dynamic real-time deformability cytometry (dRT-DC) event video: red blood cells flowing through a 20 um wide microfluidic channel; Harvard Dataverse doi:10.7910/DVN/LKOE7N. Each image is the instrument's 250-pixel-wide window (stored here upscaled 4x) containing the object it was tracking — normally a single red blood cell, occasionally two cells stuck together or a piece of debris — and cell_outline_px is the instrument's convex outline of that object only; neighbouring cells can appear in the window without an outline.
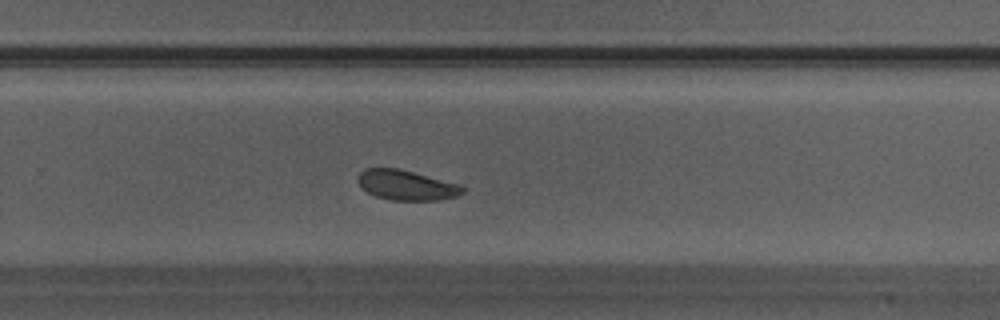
{"species": "Egyptian fruit bat (a non-hibernating species)", "species_latin": "Rousettus aegyptiacus", "temperature_condition": "warm", "stored_images_in_passage": 26, "camera_frame_rate_fps": 3000, "um_per_image_px": 0.085, "animal": {"sex": "male"}, "frame": {"image": 1, "passage_image": 15, "time_ms": 4.667, "image_size_px": [1000, 320], "cell_outline_px": [[464, 192], [456, 196], [436, 200], [392, 200], [376, 196], [368, 192], [356, 180], [360, 172], [364, 168], [400, 168], [460, 184], [464, 188]], "centroid_in_image_um": [34.54, 15.72], "position_along_channel_um": 295.3, "area_um2": 18.26}}